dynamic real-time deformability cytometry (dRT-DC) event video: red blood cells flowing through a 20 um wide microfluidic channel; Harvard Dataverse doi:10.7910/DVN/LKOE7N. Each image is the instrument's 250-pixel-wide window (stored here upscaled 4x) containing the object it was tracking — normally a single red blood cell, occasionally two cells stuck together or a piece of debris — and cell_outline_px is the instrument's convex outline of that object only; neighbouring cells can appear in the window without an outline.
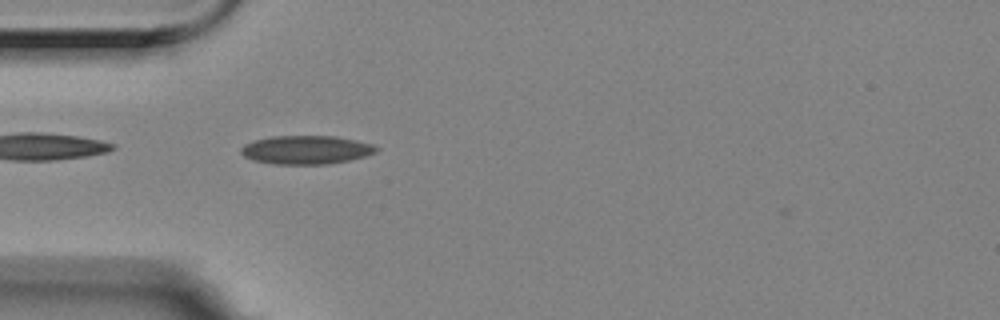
{"species": "Egyptian fruit bat (a non-hibernating species)", "species_latin": "Rousettus aegyptiacus", "temperature_condition": "room temperature", "stored_images_in_passage": 41, "camera_frame_rate_fps": 3000, "um_per_image_px": 0.085, "animal": {"sex": "female"}, "frame": {"image": 1, "passage_image": 1, "time_ms": 0.0, "image_size_px": [1000, 320], "cell_outline_px": [[380, 148], [376, 152], [364, 156], [348, 160], [328, 164], [272, 164], [252, 160], [244, 156], [240, 152], [240, 148], [244, 144], [252, 140], [272, 136], [336, 136], [356, 140], [372, 144]], "centroid_in_image_um": [25.99, 12.73], "position_along_channel_um": 59.0, "area_um2": 22.66}}
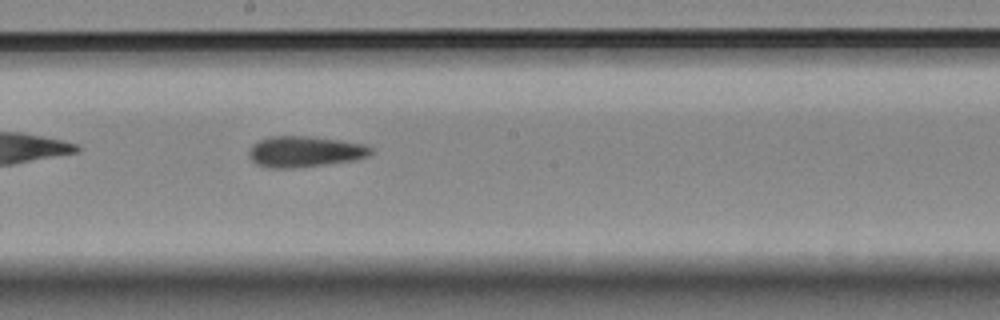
{"frame": {"image": 2, "passage_image": 15, "time_ms": 4.667, "image_size_px": [1000, 320], "cell_outline_px": [[372, 152], [368, 156], [356, 160], [292, 168], [268, 168], [256, 164], [248, 156], [248, 152], [252, 144], [268, 136], [308, 136], [340, 140], [364, 144], [372, 148]], "centroid_in_image_um": [25.88, 12.88], "position_along_channel_um": 222.3, "area_um2": 22.02}}
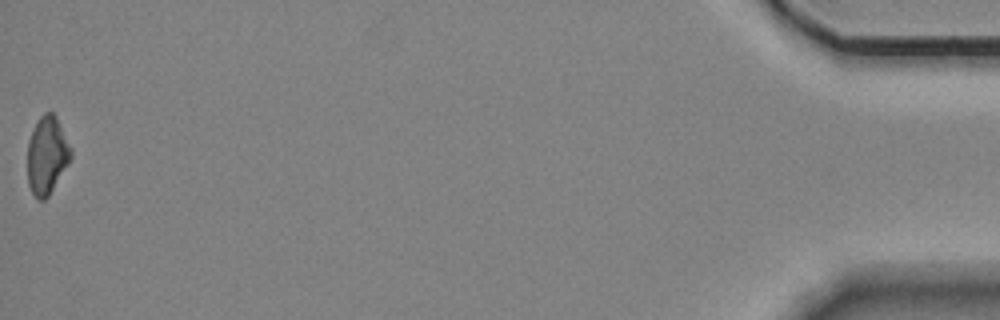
{"frame": {"image": 3, "passage_image": 41, "time_ms": 13.333, "image_size_px": [1000, 320], "cell_outline_px": [[72, 156], [68, 164], [48, 196], [44, 200], [36, 200], [28, 184], [28, 140], [40, 116], [44, 112], [52, 112], [56, 116], [72, 148]], "centroid_in_image_um": [4.0, 13.2], "position_along_channel_um": 431.2, "area_um2": 19.59}, "authors_computed_cell_mechanics": {"area_um2": 21.2126, "velocity_mm_per_s": 3.5305, "shape_relaxation_time_tau1_ms": null, "shape_relaxation_time_tau2_ms": 10.1236, "deformation_change_tau1": null, "deformation_change_tau2": 0.1577}}